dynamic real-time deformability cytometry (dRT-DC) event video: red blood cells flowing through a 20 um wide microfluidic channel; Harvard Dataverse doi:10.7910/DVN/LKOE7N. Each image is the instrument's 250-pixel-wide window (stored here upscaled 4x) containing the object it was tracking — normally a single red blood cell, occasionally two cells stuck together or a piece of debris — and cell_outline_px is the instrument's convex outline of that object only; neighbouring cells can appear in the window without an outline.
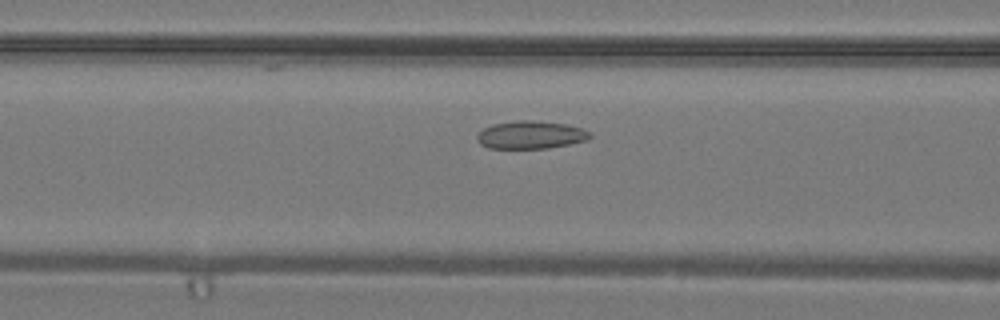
{"species": "common noctule bat (a hibernating species)", "species_latin": "Nyctalus noctula", "temperature_condition": "warm", "stored_images_in_passage": 39, "camera_frame_rate_fps": 3000, "um_per_image_px": 0.085, "animal": {"sex": "male", "body_mass_g": 19.2, "forearm_length_mm": 51.8}, "frame": {"image": 1, "passage_image": 15, "time_ms": 4.667, "image_size_px": [1000, 320], "cell_outline_px": [[592, 136], [588, 140], [548, 148], [488, 148], [480, 144], [476, 140], [476, 136], [484, 128], [492, 124], [520, 120], [532, 120], [568, 124], [592, 132]], "centroid_in_image_um": [45.12, 11.46], "position_along_channel_um": 121.5, "area_um2": 18.38}}
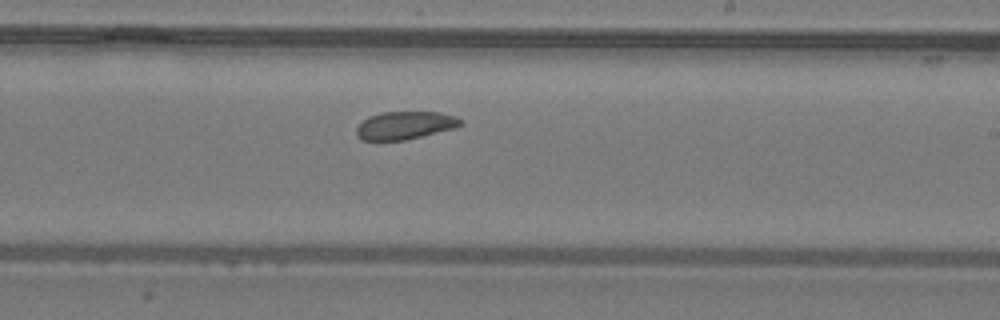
{"frame": {"image": 2, "passage_image": 23, "time_ms": 7.333, "image_size_px": [1000, 320], "cell_outline_px": [[464, 124], [456, 128], [404, 140], [376, 144], [360, 140], [356, 136], [356, 128], [368, 116], [380, 112], [440, 112], [456, 116]], "centroid_in_image_um": [34.34, 10.7], "position_along_channel_um": 254.7, "area_um2": 17.63}}
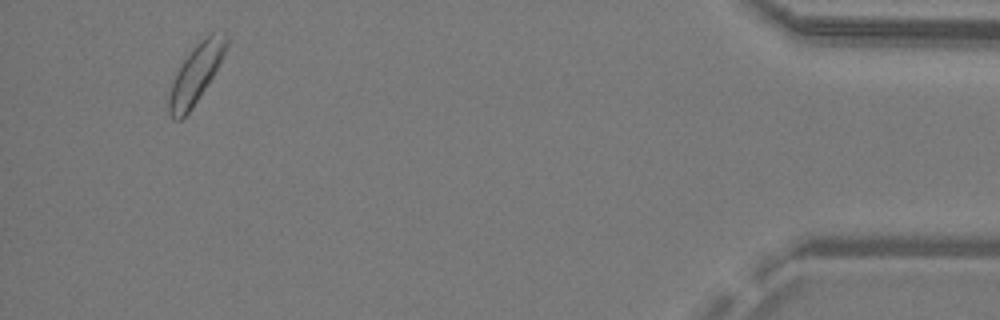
{"frame": {"image": 3, "passage_image": 37, "time_ms": 12.0, "image_size_px": [1000, 320], "cell_outline_px": [[228, 44], [220, 64], [216, 72], [192, 108], [180, 120], [172, 120], [168, 112], [168, 96], [176, 72], [180, 64], [192, 48], [200, 40], [212, 32], [224, 32], [228, 36]], "centroid_in_image_um": [16.65, 6.26], "position_along_channel_um": 418.5, "area_um2": 19.77}}